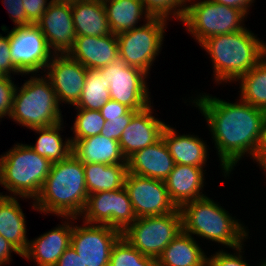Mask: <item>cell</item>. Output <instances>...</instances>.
Instances as JSON below:
<instances>
[{
	"instance_id": "43",
	"label": "cell",
	"mask_w": 266,
	"mask_h": 266,
	"mask_svg": "<svg viewBox=\"0 0 266 266\" xmlns=\"http://www.w3.org/2000/svg\"><path fill=\"white\" fill-rule=\"evenodd\" d=\"M11 252H15L22 257L20 251L0 235V266L10 261Z\"/></svg>"
},
{
	"instance_id": "32",
	"label": "cell",
	"mask_w": 266,
	"mask_h": 266,
	"mask_svg": "<svg viewBox=\"0 0 266 266\" xmlns=\"http://www.w3.org/2000/svg\"><path fill=\"white\" fill-rule=\"evenodd\" d=\"M109 266H158L157 259L145 256L122 236L113 245Z\"/></svg>"
},
{
	"instance_id": "12",
	"label": "cell",
	"mask_w": 266,
	"mask_h": 266,
	"mask_svg": "<svg viewBox=\"0 0 266 266\" xmlns=\"http://www.w3.org/2000/svg\"><path fill=\"white\" fill-rule=\"evenodd\" d=\"M9 42L13 64L20 74H33L40 72V69L45 72L53 52L35 24L14 27L9 32Z\"/></svg>"
},
{
	"instance_id": "15",
	"label": "cell",
	"mask_w": 266,
	"mask_h": 266,
	"mask_svg": "<svg viewBox=\"0 0 266 266\" xmlns=\"http://www.w3.org/2000/svg\"><path fill=\"white\" fill-rule=\"evenodd\" d=\"M46 77L50 80L58 102L75 105L80 99L87 70L68 54H53Z\"/></svg>"
},
{
	"instance_id": "44",
	"label": "cell",
	"mask_w": 266,
	"mask_h": 266,
	"mask_svg": "<svg viewBox=\"0 0 266 266\" xmlns=\"http://www.w3.org/2000/svg\"><path fill=\"white\" fill-rule=\"evenodd\" d=\"M191 1L192 0H190V2ZM210 1L240 9L247 15L249 12L248 9L254 0H210Z\"/></svg>"
},
{
	"instance_id": "11",
	"label": "cell",
	"mask_w": 266,
	"mask_h": 266,
	"mask_svg": "<svg viewBox=\"0 0 266 266\" xmlns=\"http://www.w3.org/2000/svg\"><path fill=\"white\" fill-rule=\"evenodd\" d=\"M82 215L86 223L107 225L121 233L137 218L125 187L88 195Z\"/></svg>"
},
{
	"instance_id": "6",
	"label": "cell",
	"mask_w": 266,
	"mask_h": 266,
	"mask_svg": "<svg viewBox=\"0 0 266 266\" xmlns=\"http://www.w3.org/2000/svg\"><path fill=\"white\" fill-rule=\"evenodd\" d=\"M32 77L16 87L10 117L28 129L49 127L62 122L61 109L48 78Z\"/></svg>"
},
{
	"instance_id": "25",
	"label": "cell",
	"mask_w": 266,
	"mask_h": 266,
	"mask_svg": "<svg viewBox=\"0 0 266 266\" xmlns=\"http://www.w3.org/2000/svg\"><path fill=\"white\" fill-rule=\"evenodd\" d=\"M16 197L0 195V235L23 254L28 247L26 221Z\"/></svg>"
},
{
	"instance_id": "47",
	"label": "cell",
	"mask_w": 266,
	"mask_h": 266,
	"mask_svg": "<svg viewBox=\"0 0 266 266\" xmlns=\"http://www.w3.org/2000/svg\"><path fill=\"white\" fill-rule=\"evenodd\" d=\"M261 266H266V260H264V262H262Z\"/></svg>"
},
{
	"instance_id": "10",
	"label": "cell",
	"mask_w": 266,
	"mask_h": 266,
	"mask_svg": "<svg viewBox=\"0 0 266 266\" xmlns=\"http://www.w3.org/2000/svg\"><path fill=\"white\" fill-rule=\"evenodd\" d=\"M98 70L110 84L111 100L134 111H141L151 105L145 80L148 74L141 69L126 65L123 59L118 57Z\"/></svg>"
},
{
	"instance_id": "41",
	"label": "cell",
	"mask_w": 266,
	"mask_h": 266,
	"mask_svg": "<svg viewBox=\"0 0 266 266\" xmlns=\"http://www.w3.org/2000/svg\"><path fill=\"white\" fill-rule=\"evenodd\" d=\"M131 109L124 104H121L114 100H108L103 107L100 108V112L105 121L110 119L120 118L126 115Z\"/></svg>"
},
{
	"instance_id": "31",
	"label": "cell",
	"mask_w": 266,
	"mask_h": 266,
	"mask_svg": "<svg viewBox=\"0 0 266 266\" xmlns=\"http://www.w3.org/2000/svg\"><path fill=\"white\" fill-rule=\"evenodd\" d=\"M109 86L98 69H88L80 99L74 106L79 109L100 110L110 100Z\"/></svg>"
},
{
	"instance_id": "24",
	"label": "cell",
	"mask_w": 266,
	"mask_h": 266,
	"mask_svg": "<svg viewBox=\"0 0 266 266\" xmlns=\"http://www.w3.org/2000/svg\"><path fill=\"white\" fill-rule=\"evenodd\" d=\"M195 135H177L176 131L167 125L162 138L175 164L202 167L207 161V146Z\"/></svg>"
},
{
	"instance_id": "29",
	"label": "cell",
	"mask_w": 266,
	"mask_h": 266,
	"mask_svg": "<svg viewBox=\"0 0 266 266\" xmlns=\"http://www.w3.org/2000/svg\"><path fill=\"white\" fill-rule=\"evenodd\" d=\"M62 124L61 122L49 127L33 128L40 136L36 144L30 145V147L40 156L47 158L52 164L64 160L72 153L71 139H67L63 143L59 133Z\"/></svg>"
},
{
	"instance_id": "4",
	"label": "cell",
	"mask_w": 266,
	"mask_h": 266,
	"mask_svg": "<svg viewBox=\"0 0 266 266\" xmlns=\"http://www.w3.org/2000/svg\"><path fill=\"white\" fill-rule=\"evenodd\" d=\"M182 231L221 243L230 248L242 244L248 232L235 218L207 196L179 208Z\"/></svg>"
},
{
	"instance_id": "1",
	"label": "cell",
	"mask_w": 266,
	"mask_h": 266,
	"mask_svg": "<svg viewBox=\"0 0 266 266\" xmlns=\"http://www.w3.org/2000/svg\"><path fill=\"white\" fill-rule=\"evenodd\" d=\"M193 103L208 122L225 176L244 154H250L260 164L265 110L241 99L239 103H230L209 95H200Z\"/></svg>"
},
{
	"instance_id": "39",
	"label": "cell",
	"mask_w": 266,
	"mask_h": 266,
	"mask_svg": "<svg viewBox=\"0 0 266 266\" xmlns=\"http://www.w3.org/2000/svg\"><path fill=\"white\" fill-rule=\"evenodd\" d=\"M4 4L11 16L10 19L12 18L13 22L16 24L15 27H24L32 24L27 19L22 0H4Z\"/></svg>"
},
{
	"instance_id": "22",
	"label": "cell",
	"mask_w": 266,
	"mask_h": 266,
	"mask_svg": "<svg viewBox=\"0 0 266 266\" xmlns=\"http://www.w3.org/2000/svg\"><path fill=\"white\" fill-rule=\"evenodd\" d=\"M72 154L83 164H127L119 142L101 134L75 141Z\"/></svg>"
},
{
	"instance_id": "34",
	"label": "cell",
	"mask_w": 266,
	"mask_h": 266,
	"mask_svg": "<svg viewBox=\"0 0 266 266\" xmlns=\"http://www.w3.org/2000/svg\"><path fill=\"white\" fill-rule=\"evenodd\" d=\"M141 1L143 2L145 11L148 13V15L151 18H162L167 20L166 18H169V15H173L176 16V19H179L180 21L184 17L186 11L187 7L186 2H190V0H141ZM177 7H179V9L176 10ZM171 12L173 14H171Z\"/></svg>"
},
{
	"instance_id": "5",
	"label": "cell",
	"mask_w": 266,
	"mask_h": 266,
	"mask_svg": "<svg viewBox=\"0 0 266 266\" xmlns=\"http://www.w3.org/2000/svg\"><path fill=\"white\" fill-rule=\"evenodd\" d=\"M52 163L30 145L16 144L0 157V184L13 196L35 198L39 195Z\"/></svg>"
},
{
	"instance_id": "8",
	"label": "cell",
	"mask_w": 266,
	"mask_h": 266,
	"mask_svg": "<svg viewBox=\"0 0 266 266\" xmlns=\"http://www.w3.org/2000/svg\"><path fill=\"white\" fill-rule=\"evenodd\" d=\"M181 231V213L177 208L164 215L136 218L122 237L140 253L157 259Z\"/></svg>"
},
{
	"instance_id": "23",
	"label": "cell",
	"mask_w": 266,
	"mask_h": 266,
	"mask_svg": "<svg viewBox=\"0 0 266 266\" xmlns=\"http://www.w3.org/2000/svg\"><path fill=\"white\" fill-rule=\"evenodd\" d=\"M76 36L112 34L102 0H81L71 4Z\"/></svg>"
},
{
	"instance_id": "27",
	"label": "cell",
	"mask_w": 266,
	"mask_h": 266,
	"mask_svg": "<svg viewBox=\"0 0 266 266\" xmlns=\"http://www.w3.org/2000/svg\"><path fill=\"white\" fill-rule=\"evenodd\" d=\"M88 194L109 192L125 186L127 164H83Z\"/></svg>"
},
{
	"instance_id": "2",
	"label": "cell",
	"mask_w": 266,
	"mask_h": 266,
	"mask_svg": "<svg viewBox=\"0 0 266 266\" xmlns=\"http://www.w3.org/2000/svg\"><path fill=\"white\" fill-rule=\"evenodd\" d=\"M88 195L83 163L71 153L64 160L52 164L32 207L46 214L54 213L74 220L82 216Z\"/></svg>"
},
{
	"instance_id": "36",
	"label": "cell",
	"mask_w": 266,
	"mask_h": 266,
	"mask_svg": "<svg viewBox=\"0 0 266 266\" xmlns=\"http://www.w3.org/2000/svg\"><path fill=\"white\" fill-rule=\"evenodd\" d=\"M137 112L138 111L130 110L126 115H123L120 118H115V119H110V121H105V125L101 130L100 134L105 136L106 138L119 141L124 129L130 123L132 117Z\"/></svg>"
},
{
	"instance_id": "17",
	"label": "cell",
	"mask_w": 266,
	"mask_h": 266,
	"mask_svg": "<svg viewBox=\"0 0 266 266\" xmlns=\"http://www.w3.org/2000/svg\"><path fill=\"white\" fill-rule=\"evenodd\" d=\"M151 113V105L138 111L124 129L118 142L126 159L162 138L167 125Z\"/></svg>"
},
{
	"instance_id": "19",
	"label": "cell",
	"mask_w": 266,
	"mask_h": 266,
	"mask_svg": "<svg viewBox=\"0 0 266 266\" xmlns=\"http://www.w3.org/2000/svg\"><path fill=\"white\" fill-rule=\"evenodd\" d=\"M175 162L161 138L156 143L140 149L127 159L129 173L164 181L173 170Z\"/></svg>"
},
{
	"instance_id": "14",
	"label": "cell",
	"mask_w": 266,
	"mask_h": 266,
	"mask_svg": "<svg viewBox=\"0 0 266 266\" xmlns=\"http://www.w3.org/2000/svg\"><path fill=\"white\" fill-rule=\"evenodd\" d=\"M124 187L137 218L164 215L177 209L164 181L128 172Z\"/></svg>"
},
{
	"instance_id": "30",
	"label": "cell",
	"mask_w": 266,
	"mask_h": 266,
	"mask_svg": "<svg viewBox=\"0 0 266 266\" xmlns=\"http://www.w3.org/2000/svg\"><path fill=\"white\" fill-rule=\"evenodd\" d=\"M238 80L241 100L266 111V56Z\"/></svg>"
},
{
	"instance_id": "38",
	"label": "cell",
	"mask_w": 266,
	"mask_h": 266,
	"mask_svg": "<svg viewBox=\"0 0 266 266\" xmlns=\"http://www.w3.org/2000/svg\"><path fill=\"white\" fill-rule=\"evenodd\" d=\"M10 51L9 33L6 36L0 34V73L2 75H11L14 72L20 73L17 67L13 64Z\"/></svg>"
},
{
	"instance_id": "26",
	"label": "cell",
	"mask_w": 266,
	"mask_h": 266,
	"mask_svg": "<svg viewBox=\"0 0 266 266\" xmlns=\"http://www.w3.org/2000/svg\"><path fill=\"white\" fill-rule=\"evenodd\" d=\"M207 256L193 236L181 231L157 258L158 266H207Z\"/></svg>"
},
{
	"instance_id": "45",
	"label": "cell",
	"mask_w": 266,
	"mask_h": 266,
	"mask_svg": "<svg viewBox=\"0 0 266 266\" xmlns=\"http://www.w3.org/2000/svg\"><path fill=\"white\" fill-rule=\"evenodd\" d=\"M260 165L264 172L266 171V118H265V130H264V141L263 147L260 153ZM266 174V173H265Z\"/></svg>"
},
{
	"instance_id": "46",
	"label": "cell",
	"mask_w": 266,
	"mask_h": 266,
	"mask_svg": "<svg viewBox=\"0 0 266 266\" xmlns=\"http://www.w3.org/2000/svg\"><path fill=\"white\" fill-rule=\"evenodd\" d=\"M81 0H51L53 3H69L72 4L73 2H77Z\"/></svg>"
},
{
	"instance_id": "37",
	"label": "cell",
	"mask_w": 266,
	"mask_h": 266,
	"mask_svg": "<svg viewBox=\"0 0 266 266\" xmlns=\"http://www.w3.org/2000/svg\"><path fill=\"white\" fill-rule=\"evenodd\" d=\"M243 246L235 248L239 254H230L226 253L223 250L218 251L215 254L211 255L210 258H207V266H249L245 261H243L242 255L240 253Z\"/></svg>"
},
{
	"instance_id": "33",
	"label": "cell",
	"mask_w": 266,
	"mask_h": 266,
	"mask_svg": "<svg viewBox=\"0 0 266 266\" xmlns=\"http://www.w3.org/2000/svg\"><path fill=\"white\" fill-rule=\"evenodd\" d=\"M78 109L77 117L73 128L75 137L71 138V143L79 139H85L101 133L105 125V119L102 117L100 110Z\"/></svg>"
},
{
	"instance_id": "21",
	"label": "cell",
	"mask_w": 266,
	"mask_h": 266,
	"mask_svg": "<svg viewBox=\"0 0 266 266\" xmlns=\"http://www.w3.org/2000/svg\"><path fill=\"white\" fill-rule=\"evenodd\" d=\"M72 228V225L64 223L29 241L22 257L35 260L38 266H55L63 252L71 245Z\"/></svg>"
},
{
	"instance_id": "20",
	"label": "cell",
	"mask_w": 266,
	"mask_h": 266,
	"mask_svg": "<svg viewBox=\"0 0 266 266\" xmlns=\"http://www.w3.org/2000/svg\"><path fill=\"white\" fill-rule=\"evenodd\" d=\"M203 171L202 167L175 164L164 183L176 208L206 196L200 192L204 185Z\"/></svg>"
},
{
	"instance_id": "35",
	"label": "cell",
	"mask_w": 266,
	"mask_h": 266,
	"mask_svg": "<svg viewBox=\"0 0 266 266\" xmlns=\"http://www.w3.org/2000/svg\"><path fill=\"white\" fill-rule=\"evenodd\" d=\"M11 76L2 75L0 77V118L12 112V103L16 86L12 82Z\"/></svg>"
},
{
	"instance_id": "28",
	"label": "cell",
	"mask_w": 266,
	"mask_h": 266,
	"mask_svg": "<svg viewBox=\"0 0 266 266\" xmlns=\"http://www.w3.org/2000/svg\"><path fill=\"white\" fill-rule=\"evenodd\" d=\"M105 7L111 32L115 35L136 28L138 20L145 16L151 17L144 8L141 0H102Z\"/></svg>"
},
{
	"instance_id": "16",
	"label": "cell",
	"mask_w": 266,
	"mask_h": 266,
	"mask_svg": "<svg viewBox=\"0 0 266 266\" xmlns=\"http://www.w3.org/2000/svg\"><path fill=\"white\" fill-rule=\"evenodd\" d=\"M35 25L54 54H67L73 47L76 32L71 4L51 2Z\"/></svg>"
},
{
	"instance_id": "13",
	"label": "cell",
	"mask_w": 266,
	"mask_h": 266,
	"mask_svg": "<svg viewBox=\"0 0 266 266\" xmlns=\"http://www.w3.org/2000/svg\"><path fill=\"white\" fill-rule=\"evenodd\" d=\"M72 228L71 246L86 266H109L113 245L122 233L110 226L89 224Z\"/></svg>"
},
{
	"instance_id": "9",
	"label": "cell",
	"mask_w": 266,
	"mask_h": 266,
	"mask_svg": "<svg viewBox=\"0 0 266 266\" xmlns=\"http://www.w3.org/2000/svg\"><path fill=\"white\" fill-rule=\"evenodd\" d=\"M166 21L162 18H150L145 25L116 35L119 57L126 65L149 73L150 66L161 50Z\"/></svg>"
},
{
	"instance_id": "7",
	"label": "cell",
	"mask_w": 266,
	"mask_h": 266,
	"mask_svg": "<svg viewBox=\"0 0 266 266\" xmlns=\"http://www.w3.org/2000/svg\"><path fill=\"white\" fill-rule=\"evenodd\" d=\"M186 7L182 22L201 44L206 39L244 29L243 19L247 16L242 10L210 0L190 3Z\"/></svg>"
},
{
	"instance_id": "18",
	"label": "cell",
	"mask_w": 266,
	"mask_h": 266,
	"mask_svg": "<svg viewBox=\"0 0 266 266\" xmlns=\"http://www.w3.org/2000/svg\"><path fill=\"white\" fill-rule=\"evenodd\" d=\"M67 54L86 69L103 68L119 57L117 36H76Z\"/></svg>"
},
{
	"instance_id": "40",
	"label": "cell",
	"mask_w": 266,
	"mask_h": 266,
	"mask_svg": "<svg viewBox=\"0 0 266 266\" xmlns=\"http://www.w3.org/2000/svg\"><path fill=\"white\" fill-rule=\"evenodd\" d=\"M22 1L27 19L32 24H36V22L45 13L46 9L51 4V1L47 3L48 0H22Z\"/></svg>"
},
{
	"instance_id": "3",
	"label": "cell",
	"mask_w": 266,
	"mask_h": 266,
	"mask_svg": "<svg viewBox=\"0 0 266 266\" xmlns=\"http://www.w3.org/2000/svg\"><path fill=\"white\" fill-rule=\"evenodd\" d=\"M200 46L210 54L215 81H238L266 56V43L251 31H240L212 36Z\"/></svg>"
},
{
	"instance_id": "42",
	"label": "cell",
	"mask_w": 266,
	"mask_h": 266,
	"mask_svg": "<svg viewBox=\"0 0 266 266\" xmlns=\"http://www.w3.org/2000/svg\"><path fill=\"white\" fill-rule=\"evenodd\" d=\"M55 266H86L77 254L76 250L70 245L60 256Z\"/></svg>"
}]
</instances>
